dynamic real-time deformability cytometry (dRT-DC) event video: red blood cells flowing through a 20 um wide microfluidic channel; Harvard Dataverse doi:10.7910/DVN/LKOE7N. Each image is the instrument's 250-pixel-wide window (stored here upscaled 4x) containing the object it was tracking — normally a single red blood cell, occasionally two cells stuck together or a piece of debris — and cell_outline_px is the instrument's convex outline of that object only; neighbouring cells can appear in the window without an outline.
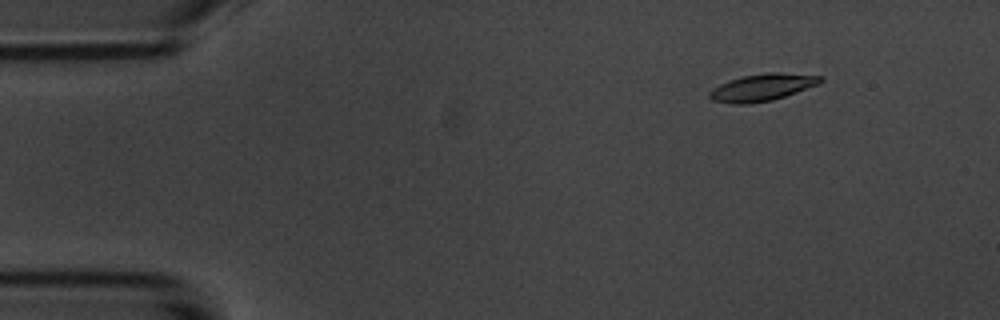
{"species": "common noctule bat (a hibernating species)", "species_latin": "Nyctalus noctula", "temperature_condition": "room temperature", "stored_images_in_passage": 10, "camera_frame_rate_fps": 3000, "um_per_image_px": 0.085, "animal": {"sex": "male", "body_mass_g": 20.1, "forearm_length_mm": 53.5}, "frame": {"image": 1, "passage_image": 2, "time_ms": 1.0, "image_size_px": [1000, 320], "cell_outline_px": [[824, 80], [820, 84], [772, 100], [748, 104], [732, 104], [712, 100], [708, 96], [708, 92], [712, 88], [728, 80], [744, 76], [768, 72], [780, 72], [824, 76]], "centroid_in_image_um": [64.79, 7.42], "position_along_channel_um": 20.2, "area_um2": 17.63}}
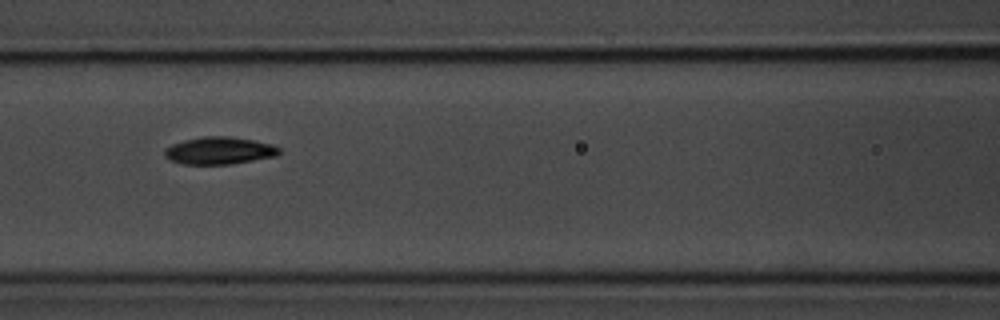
{"frame": {"image": 2, "passage_image": 6, "time_ms": 6.667, "image_size_px": [1000, 320], "cell_outline_px": [[280, 152], [276, 156], [232, 164], [180, 164], [168, 160], [164, 156], [164, 148], [172, 144], [184, 140], [204, 136], [232, 136], [272, 144], [280, 148]], "centroid_in_image_um": [18.6, 12.8], "position_along_channel_um": 148.0, "area_um2": 18.44}}
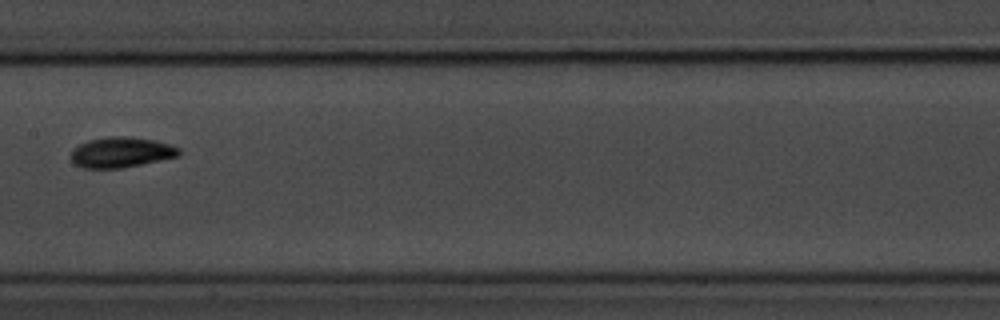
{"frame": {"image": 3, "passage_image": 7, "time_ms": 8.0, "image_size_px": [1000, 320], "cell_outline_px": [[180, 156], [120, 168], [84, 168], [76, 164], [68, 156], [72, 148], [88, 140], [108, 136], [124, 136], [152, 140], [168, 144], [180, 148]], "centroid_in_image_um": [10.25, 12.94], "position_along_channel_um": 197.2, "area_um2": 19.07}}